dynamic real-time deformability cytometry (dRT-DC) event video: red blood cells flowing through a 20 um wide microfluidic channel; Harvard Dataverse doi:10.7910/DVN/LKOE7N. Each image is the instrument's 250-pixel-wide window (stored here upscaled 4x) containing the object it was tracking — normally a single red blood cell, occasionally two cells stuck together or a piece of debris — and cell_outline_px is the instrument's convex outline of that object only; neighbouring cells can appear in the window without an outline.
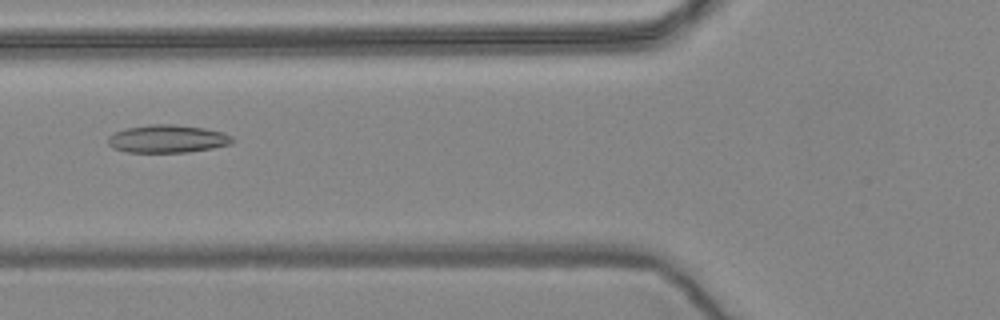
{"species": "common noctule bat (a hibernating species)", "species_latin": "Nyctalus noctula", "temperature_condition": "warm", "stored_images_in_passage": 57, "camera_frame_rate_fps": 3000, "um_per_image_px": 0.085, "animal": {"sex": "female", "body_mass_g": 24.6, "forearm_length_mm": 56.2}, "frame": {"image": 1, "passage_image": 22, "time_ms": 7.0, "image_size_px": [1000, 320], "cell_outline_px": [[236, 140], [232, 144], [212, 148], [188, 152], [128, 152], [112, 148], [108, 144], [108, 136], [116, 132], [128, 128], [148, 124], [172, 124], [204, 128], [224, 132], [232, 136]], "centroid_in_image_um": [14.27, 11.8], "position_along_channel_um": 111.5, "area_um2": 20.29}}
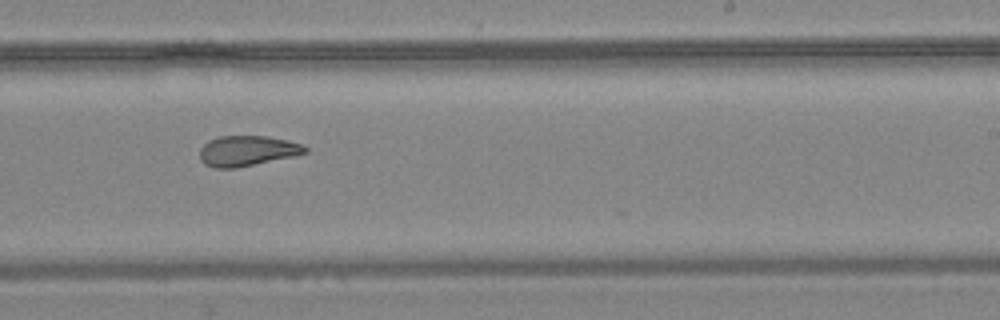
{"frame": {"image": 2, "passage_image": 35, "time_ms": 11.333, "image_size_px": [1000, 320], "cell_outline_px": [[308, 152], [292, 156], [236, 168], [212, 168], [204, 164], [200, 160], [200, 148], [208, 140], [220, 136], [268, 136], [288, 140], [304, 144], [308, 148]], "centroid_in_image_um": [21.0, 12.81], "position_along_channel_um": 268.0, "area_um2": 18.73}}
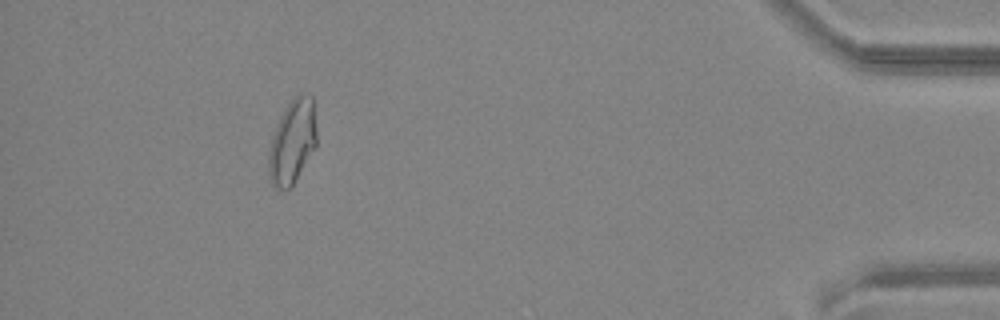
{"frame": {"image": 3, "passage_image": 52, "time_ms": 17.0, "image_size_px": [1000, 320], "cell_outline_px": [[316, 148], [292, 188], [276, 188], [272, 184], [268, 176], [268, 148], [276, 124], [284, 108], [292, 96], [300, 92], [312, 96], [316, 124]], "centroid_in_image_um": [24.85, 12.03], "position_along_channel_um": 410.4, "area_um2": 24.22}, "authors_computed_cell_mechanics": {"area_um2": 21.5594, "velocity_mm_per_s": 3.6076, "shape_relaxation_time_tau1_ms": null, "shape_relaxation_time_tau2_ms": 2.906, "deformation_change_tau1": null, "deformation_change_tau2": 0.0991}}